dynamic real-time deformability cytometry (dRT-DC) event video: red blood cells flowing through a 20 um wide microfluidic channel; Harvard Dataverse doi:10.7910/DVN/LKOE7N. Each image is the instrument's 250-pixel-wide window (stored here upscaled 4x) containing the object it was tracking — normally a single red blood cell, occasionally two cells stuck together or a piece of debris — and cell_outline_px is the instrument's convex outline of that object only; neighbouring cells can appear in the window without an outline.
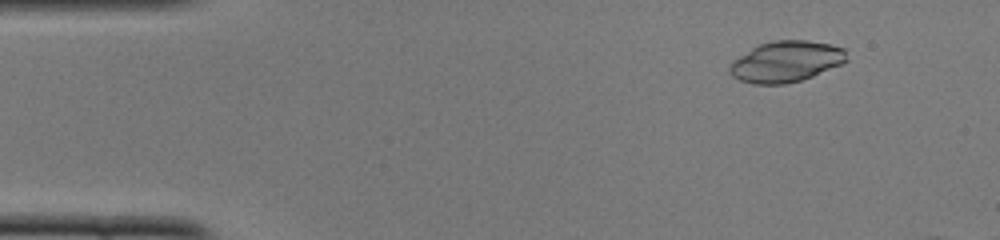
{"species": "common noctule bat (a hibernating species)", "species_latin": "Nyctalus noctula", "temperature_condition": "cold", "stored_images_in_passage": 45, "camera_frame_rate_fps": 3000, "um_per_image_px": 0.085, "animal": {"sex": "female", "body_mass_g": 22.0, "forearm_length_mm": 56.7}, "frame": {"image": 1, "passage_image": 5, "time_ms": 1.333, "image_size_px": [1000, 240], "cell_outline_px": [[848, 60], [840, 64], [812, 76], [800, 80], [784, 84], [752, 84], [740, 80], [732, 76], [728, 72], [728, 68], [732, 60], [752, 48], [760, 44], [772, 40], [808, 40], [832, 44], [844, 48]], "centroid_in_image_um": [66.79, 5.22], "position_along_channel_um": 18.2, "area_um2": 27.98}}